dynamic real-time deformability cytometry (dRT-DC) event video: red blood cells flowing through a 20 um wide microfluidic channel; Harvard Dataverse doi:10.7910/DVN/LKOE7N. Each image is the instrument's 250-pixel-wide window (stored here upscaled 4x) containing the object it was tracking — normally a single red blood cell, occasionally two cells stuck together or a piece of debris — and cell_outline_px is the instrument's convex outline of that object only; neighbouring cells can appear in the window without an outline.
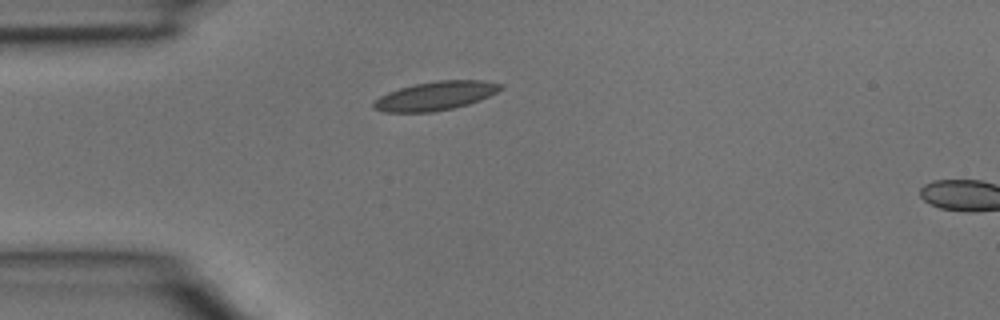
{"species": "common noctule bat (a hibernating species)", "species_latin": "Nyctalus noctula", "temperature_condition": "room temperature", "stored_images_in_passage": 2, "segment_of_instrument_passage": [1, 2], "camera_frame_rate_fps": 3000, "um_per_image_px": 0.085, "animal": {"sex": "male", "body_mass_g": 15.6}, "frame": {"image": 1, "passage_image": 1, "time_ms": 0.0, "image_size_px": [1000, 320], "cell_outline_px": [[504, 88], [480, 100], [468, 104], [452, 108], [432, 112], [384, 112], [372, 108], [372, 104], [380, 96], [388, 92], [412, 84], [440, 80], [484, 80], [504, 84]], "centroid_in_image_um": [37.03, 8.14], "position_along_channel_um": 48.0, "area_um2": 21.33}}